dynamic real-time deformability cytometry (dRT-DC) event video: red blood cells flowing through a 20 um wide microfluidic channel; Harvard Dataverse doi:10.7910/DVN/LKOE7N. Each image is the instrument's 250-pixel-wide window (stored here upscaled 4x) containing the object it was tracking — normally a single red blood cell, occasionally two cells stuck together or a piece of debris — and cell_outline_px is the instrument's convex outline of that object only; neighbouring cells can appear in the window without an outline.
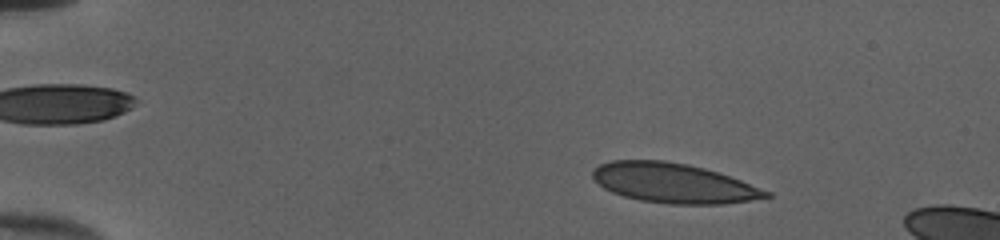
{"species": "human", "species_latin": "Homo sapiens", "temperature_condition": "cold", "stored_images_in_passage": 12, "camera_frame_rate_fps": 3000, "um_per_image_px": 0.085, "donor": {"sex": "female"}, "frame": {"image": 1, "passage_image": 7, "time_ms": 2.0, "image_size_px": [1000, 240], "cell_outline_px": [[772, 196], [752, 200], [724, 204], [668, 204], [640, 200], [624, 196], [612, 192], [604, 188], [592, 176], [592, 172], [600, 164], [612, 160], [664, 160], [688, 164], [704, 168], [740, 180], [772, 192]], "centroid_in_image_um": [57.26, 15.56], "position_along_channel_um": 27.7, "area_um2": 39.94}}